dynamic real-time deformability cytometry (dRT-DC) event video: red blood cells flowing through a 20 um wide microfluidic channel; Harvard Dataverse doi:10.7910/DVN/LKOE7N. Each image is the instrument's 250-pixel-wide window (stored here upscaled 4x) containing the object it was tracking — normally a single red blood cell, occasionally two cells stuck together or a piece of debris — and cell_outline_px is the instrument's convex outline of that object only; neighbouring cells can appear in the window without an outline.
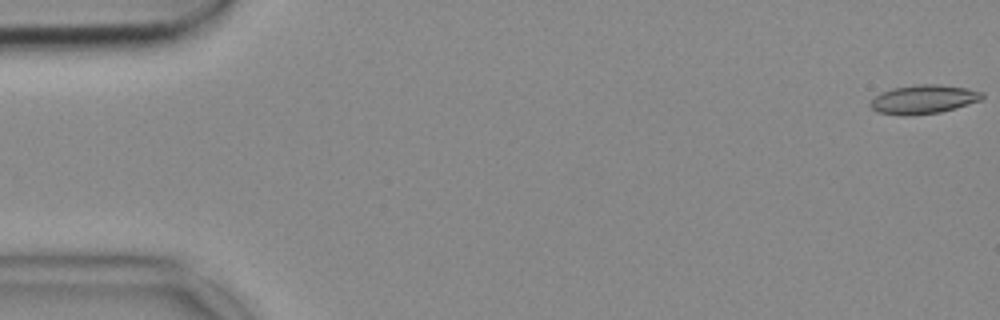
{"species": "common noctule bat (a hibernating species)", "species_latin": "Nyctalus noctula", "temperature_condition": "cold", "stored_images_in_passage": 53, "camera_frame_rate_fps": 3000, "um_per_image_px": 0.085, "animal": {"sex": "female", "body_mass_g": 18.4}, "frame": {"image": 1, "passage_image": 1, "time_ms": 0.0, "image_size_px": [1000, 320], "cell_outline_px": [[984, 96], [980, 100], [940, 112], [904, 116], [876, 112], [868, 104], [880, 92], [892, 88], [920, 84], [940, 84], [968, 88], [984, 92]], "centroid_in_image_um": [78.48, 8.43], "position_along_channel_um": 6.5, "area_um2": 18.79}}
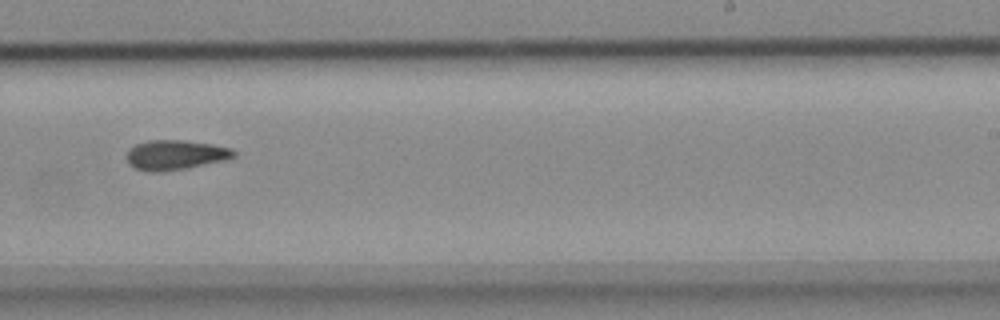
{"frame": {"image": 2, "passage_image": 33, "time_ms": 10.667, "image_size_px": [1000, 320], "cell_outline_px": [[236, 156], [228, 160], [184, 168], [160, 172], [148, 172], [136, 168], [128, 164], [128, 152], [136, 144], [148, 140], [184, 140], [212, 144], [232, 148], [236, 152]], "centroid_in_image_um": [14.95, 13.16], "position_along_channel_um": 274.0, "area_um2": 18.55}}
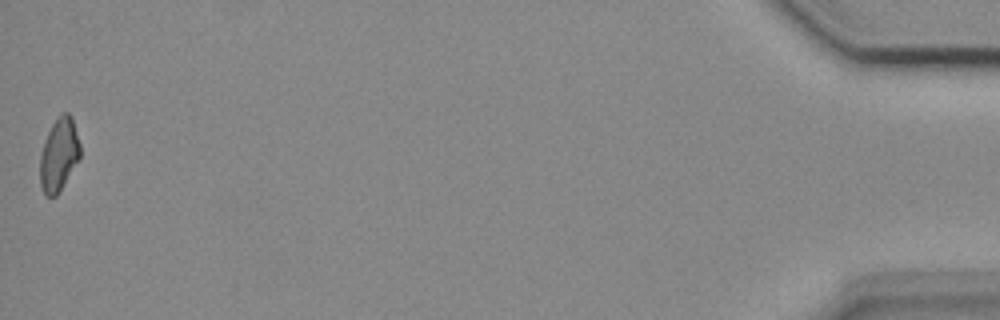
{"frame": {"image": 3, "passage_image": 53, "time_ms": 17.333, "image_size_px": [1000, 320], "cell_outline_px": [[80, 156], [56, 196], [44, 196], [40, 184], [40, 156], [44, 140], [52, 124], [60, 112], [68, 112], [72, 116], [80, 144]], "centroid_in_image_um": [4.99, 13.11], "position_along_channel_um": 430.2, "area_um2": 16.99}}